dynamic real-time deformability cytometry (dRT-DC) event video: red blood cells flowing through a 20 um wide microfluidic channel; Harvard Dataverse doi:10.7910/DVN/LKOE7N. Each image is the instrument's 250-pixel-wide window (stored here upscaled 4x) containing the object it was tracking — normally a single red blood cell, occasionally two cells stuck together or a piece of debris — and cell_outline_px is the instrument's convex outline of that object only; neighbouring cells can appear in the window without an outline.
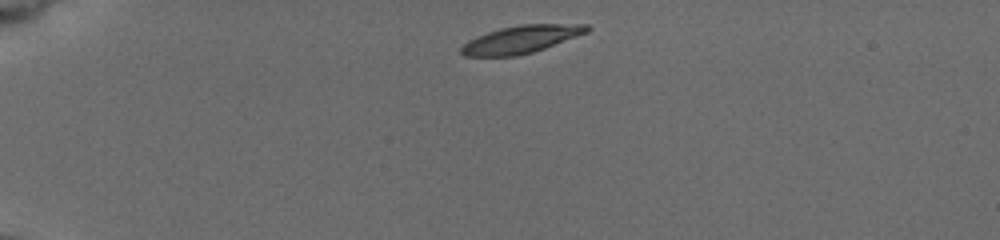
{"species": "common noctule bat (a hibernating species)", "species_latin": "Nyctalus noctula", "temperature_condition": "cold", "stored_images_in_passage": 7, "camera_frame_rate_fps": 3000, "um_per_image_px": 0.085, "animal": {"sex": "female", "body_mass_g": 19.5, "forearm_length_mm": 54.1}, "frame": {"image": 1, "passage_image": 1, "time_ms": 0.0, "image_size_px": [1000, 240], "cell_outline_px": [[592, 28], [588, 32], [544, 48], [532, 52], [516, 56], [464, 56], [460, 52], [460, 48], [468, 40], [476, 36], [500, 28], [520, 24], [588, 24]], "centroid_in_image_um": [44.29, 3.34], "position_along_channel_um": 40.7, "area_um2": 20.17}}
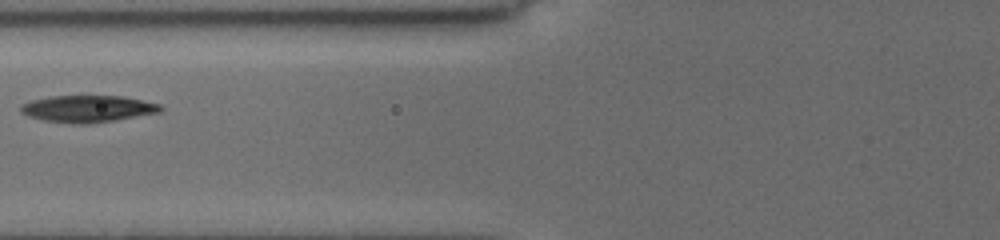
{"frame": {"image": 2, "passage_image": 5, "time_ms": 3.667, "image_size_px": [1000, 240], "cell_outline_px": [[164, 108], [160, 112], [112, 120], [84, 124], [80, 124], [44, 120], [28, 116], [20, 112], [20, 108], [24, 104], [32, 100], [52, 96], [120, 96], [160, 104]], "centroid_in_image_um": [7.45, 9.24], "position_along_channel_um": 118.4, "area_um2": 21.39}}
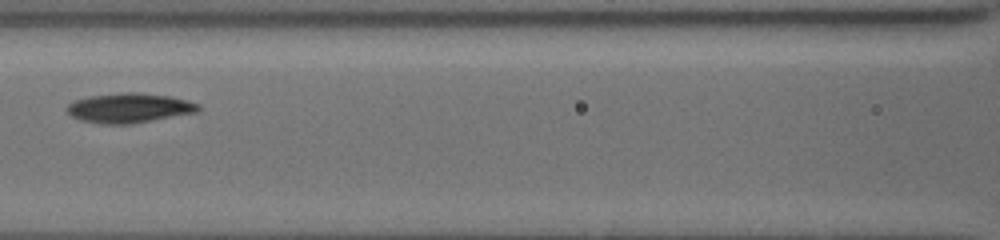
{"frame": {"image": 3, "passage_image": 6, "time_ms": 4.667, "image_size_px": [1000, 240], "cell_outline_px": [[200, 108], [196, 112], [128, 124], [100, 124], [80, 120], [72, 116], [68, 112], [68, 104], [76, 100], [92, 96], [120, 92], [140, 92], [172, 96], [188, 100], [200, 104]], "centroid_in_image_um": [11.0, 9.16], "position_along_channel_um": 155.6, "area_um2": 22.54}}